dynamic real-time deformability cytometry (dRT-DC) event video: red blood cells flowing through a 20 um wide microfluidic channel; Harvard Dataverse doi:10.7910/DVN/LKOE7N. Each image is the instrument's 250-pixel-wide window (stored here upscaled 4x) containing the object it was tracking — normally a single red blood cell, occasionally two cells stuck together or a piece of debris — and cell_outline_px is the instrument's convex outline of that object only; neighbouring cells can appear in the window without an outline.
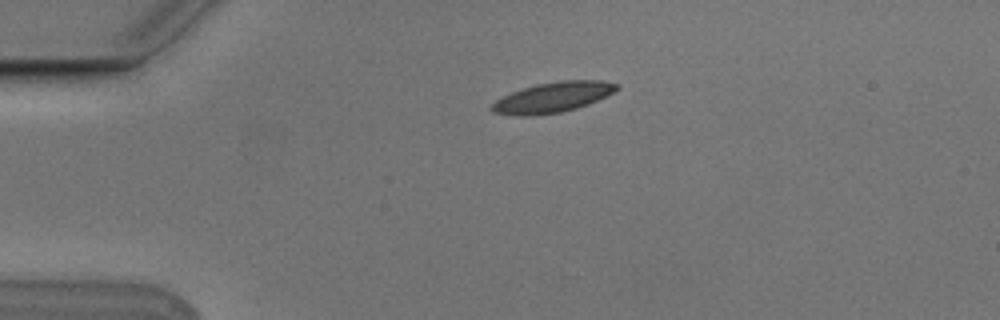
{"species": "Egyptian fruit bat (a non-hibernating species)", "species_latin": "Rousettus aegyptiacus", "temperature_condition": "cold", "stored_images_in_passage": 3, "camera_frame_rate_fps": 3000, "um_per_image_px": 0.085, "animal": {"sex": "male"}, "frame": {"image": 1, "passage_image": 2, "time_ms": 0.333, "image_size_px": [1000, 320], "cell_outline_px": [[620, 88], [588, 104], [576, 108], [560, 112], [532, 116], [520, 116], [492, 112], [488, 108], [500, 96], [536, 84], [560, 80], [604, 80], [620, 84]], "centroid_in_image_um": [46.96, 8.26], "position_along_channel_um": 38.0, "area_um2": 22.08}}